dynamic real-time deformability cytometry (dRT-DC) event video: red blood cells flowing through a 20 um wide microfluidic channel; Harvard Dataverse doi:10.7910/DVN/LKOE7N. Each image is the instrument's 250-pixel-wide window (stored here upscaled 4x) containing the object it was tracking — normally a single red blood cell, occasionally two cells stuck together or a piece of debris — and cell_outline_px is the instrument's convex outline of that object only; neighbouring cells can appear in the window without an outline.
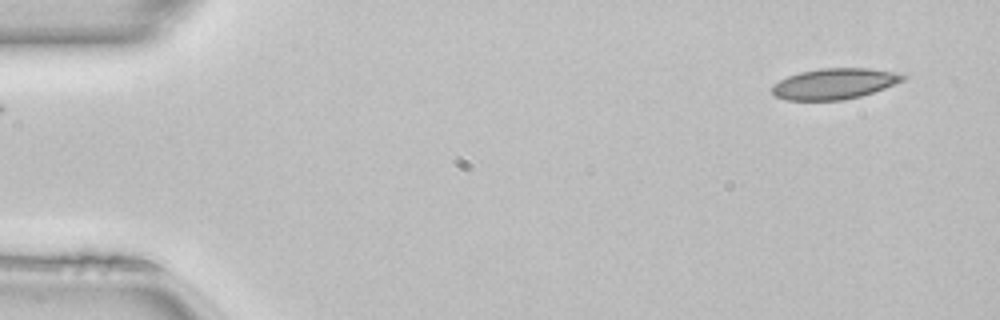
{"species": "common noctule bat (a hibernating species)", "species_latin": "Nyctalus noctula", "temperature_condition": "room temperature", "stored_images_in_passage": 47, "camera_frame_rate_fps": 3000, "um_per_image_px": 0.085, "animal": {"sex": "female", "body_mass_g": 22.7, "forearm_length_mm": 54.2}, "frame": {"image": 1, "passage_image": 1, "time_ms": 0.0, "image_size_px": [1000, 320], "cell_outline_px": [[908, 76], [904, 80], [884, 88], [860, 96], [844, 100], [788, 100], [776, 96], [772, 92], [772, 84], [788, 76], [800, 72], [820, 68], [868, 68], [892, 72]], "centroid_in_image_um": [70.9, 7.11], "position_along_channel_um": 14.1, "area_um2": 23.29}}
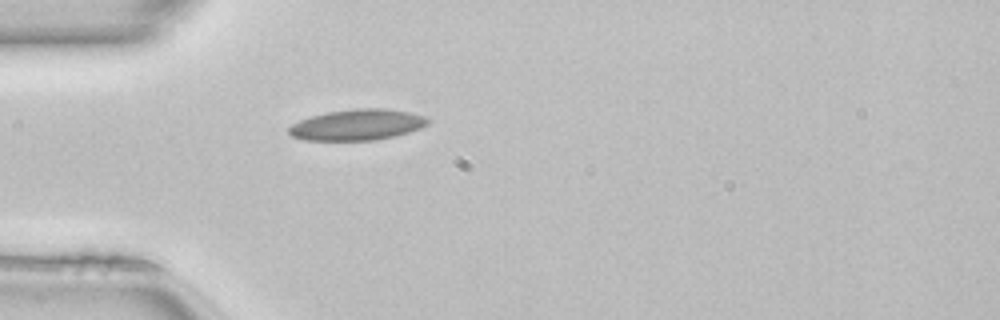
{"frame": {"image": 2, "passage_image": 12, "time_ms": 3.667, "image_size_px": [1000, 320], "cell_outline_px": [[432, 120], [428, 124], [420, 128], [396, 136], [376, 140], [304, 140], [292, 136], [288, 132], [288, 128], [292, 124], [300, 120], [312, 116], [328, 112], [356, 108], [384, 108], [408, 112], [424, 116]], "centroid_in_image_um": [30.39, 10.61], "position_along_channel_um": 54.6, "area_um2": 25.03}}
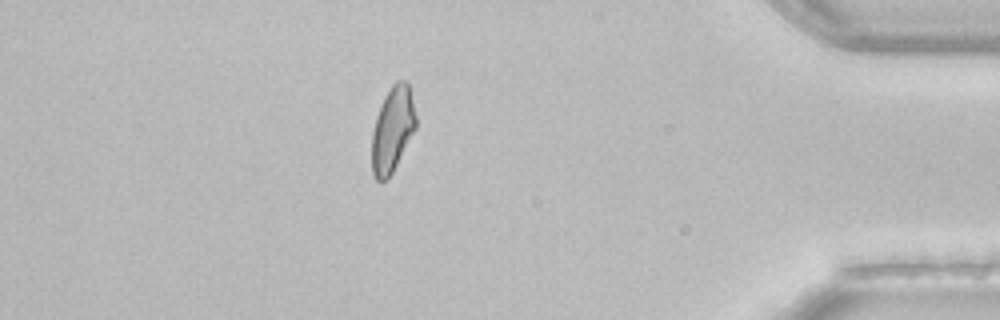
{"frame": {"image": 3, "passage_image": 41, "time_ms": 13.333, "image_size_px": [1000, 320], "cell_outline_px": [[416, 128], [392, 172], [380, 184], [376, 180], [372, 172], [372, 132], [376, 116], [384, 96], [392, 84], [396, 80], [404, 80], [408, 84], [416, 116]], "centroid_in_image_um": [33.35, 11.0], "position_along_channel_um": 401.9, "area_um2": 21.73}, "authors_computed_cell_mechanics": {"area_um2": 23.12, "velocity_mm_per_s": 4.1048, "shape_relaxation_time_tau1_ms": null, "shape_relaxation_time_tau2_ms": 3.0078, "deformation_change_tau1": null, "deformation_change_tau2": 0.0952}}